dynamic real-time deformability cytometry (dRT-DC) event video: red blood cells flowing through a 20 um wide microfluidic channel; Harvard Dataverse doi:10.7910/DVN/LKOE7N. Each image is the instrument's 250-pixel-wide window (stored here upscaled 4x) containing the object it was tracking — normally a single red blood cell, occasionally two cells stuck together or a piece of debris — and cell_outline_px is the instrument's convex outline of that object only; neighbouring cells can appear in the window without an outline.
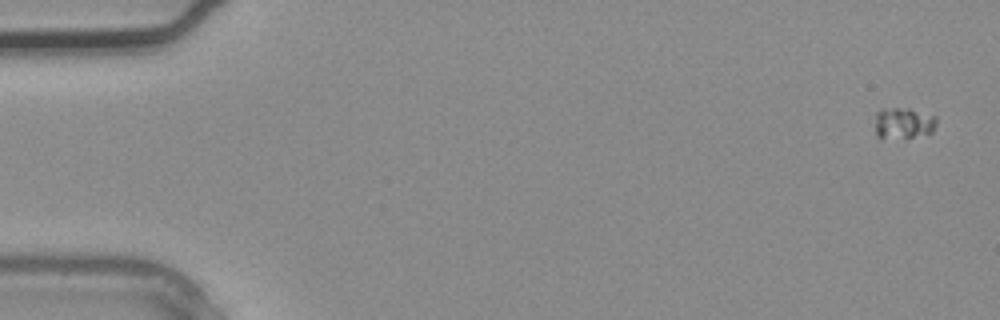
{"species": "common noctule bat (a hibernating species)", "species_latin": "Nyctalus noctula", "temperature_condition": "warm", "stored_images_in_passage": 2, "segment_of_instrument_passage": [2, 2], "camera_frame_rate_fps": 3000, "um_per_image_px": 0.085, "animal": {"sex": "male", "body_mass_g": 20.4}, "frame": {"image": 1, "passage_image": 2, "time_ms": 0.333, "image_size_px": [1000, 320], "cell_outline_px": [[936, 124], [932, 132], [912, 136], [880, 140], [876, 136], [876, 112], [880, 108], [908, 108], [936, 116]], "centroid_in_image_um": [76.74, 10.46], "position_along_channel_um": 8.3, "area_um2": 11.27}}